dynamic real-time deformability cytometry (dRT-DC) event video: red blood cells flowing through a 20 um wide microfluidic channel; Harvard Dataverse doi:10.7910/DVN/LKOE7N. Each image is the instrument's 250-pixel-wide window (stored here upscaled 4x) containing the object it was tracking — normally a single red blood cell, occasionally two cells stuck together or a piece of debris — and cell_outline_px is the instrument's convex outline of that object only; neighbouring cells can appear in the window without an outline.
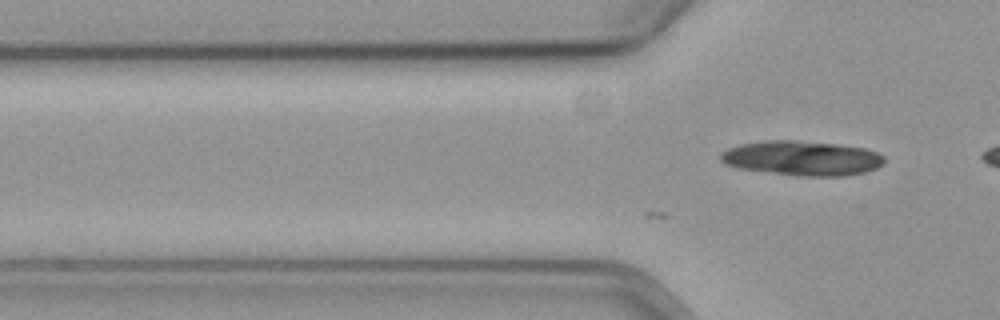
{"species": "common noctule bat (a hibernating species)", "species_latin": "Nyctalus noctula", "temperature_condition": "cold", "stored_images_in_passage": 12, "camera_frame_rate_fps": 3000, "um_per_image_px": 0.085, "animal": {"sex": "female", "body_mass_g": 19.3, "forearm_length_mm": 54.1}, "frame": {"image": 1, "passage_image": 12, "time_ms": 3.667, "image_size_px": [1000, 320], "cell_outline_px": [[884, 164], [876, 168], [864, 172], [844, 176], [796, 176], [736, 168], [724, 164], [720, 160], [720, 152], [728, 148], [740, 144], [764, 140], [796, 140], [836, 144], [864, 148], [876, 152], [884, 156]], "centroid_in_image_um": [68.13, 13.45], "position_along_channel_um": 57.7, "area_um2": 33.35}}